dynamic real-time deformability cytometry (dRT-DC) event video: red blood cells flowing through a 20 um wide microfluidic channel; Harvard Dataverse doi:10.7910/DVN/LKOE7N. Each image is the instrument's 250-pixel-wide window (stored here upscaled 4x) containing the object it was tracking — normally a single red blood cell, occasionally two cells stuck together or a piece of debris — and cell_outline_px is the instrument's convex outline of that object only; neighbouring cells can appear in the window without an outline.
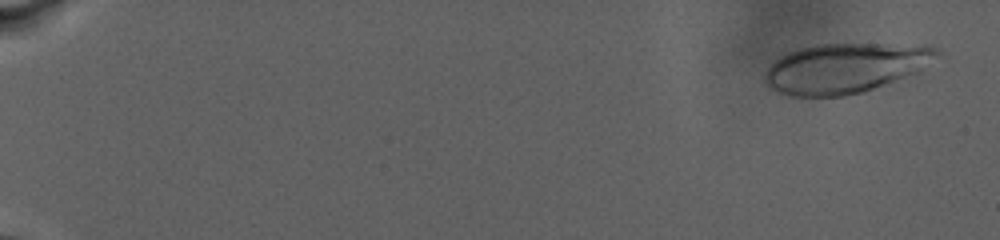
{"species": "human", "species_latin": "Homo sapiens", "temperature_condition": "warm", "stored_images_in_passage": 95, "camera_frame_rate_fps": 3000, "um_per_image_px": 0.085, "donor": {"sex": "male"}, "frame": {"image": 1, "passage_image": 1, "time_ms": 0.0, "image_size_px": [1000, 240], "cell_outline_px": [[940, 52], [916, 72], [864, 92], [844, 96], [792, 96], [780, 92], [772, 88], [764, 80], [764, 76], [768, 68], [776, 60], [788, 52], [816, 44], [880, 44], [936, 48]], "centroid_in_image_um": [71.76, 5.8], "position_along_channel_um": 13.2, "area_um2": 48.67}}
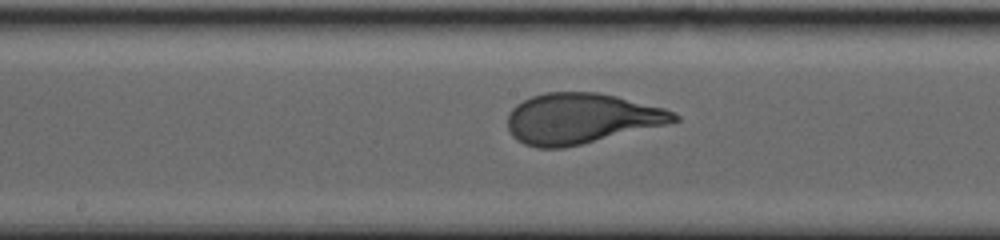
{"frame": {"image": 2, "passage_image": 54, "time_ms": 16.0, "image_size_px": [1000, 240], "cell_outline_px": [[680, 120], [664, 124], [564, 148], [536, 148], [524, 144], [516, 140], [508, 132], [508, 116], [512, 108], [516, 104], [532, 96], [548, 92], [596, 92], [616, 96], [664, 108], [676, 112], [680, 116]], "centroid_in_image_um": [49.35, 10.07], "position_along_channel_um": 198.8, "area_um2": 48.61}}
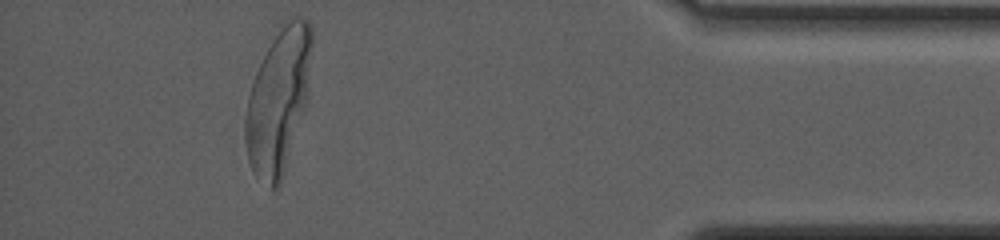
{"frame": {"image": 3, "passage_image": 83, "time_ms": 26.333, "image_size_px": [1000, 240], "cell_outline_px": [[312, 44], [308, 100], [280, 184], [276, 192], [272, 192], [252, 168], [248, 160], [244, 140], [244, 124], [248, 96], [252, 80], [272, 40], [288, 16], [300, 16], [308, 20], [312, 28]], "centroid_in_image_um": [23.67, 8.55], "position_along_channel_um": 411.5, "area_um2": 56.12}, "authors_computed_cell_mechanics": {"area_um2": 48.6676, "velocity_mm_per_s": 2.4323, "shape_relaxation_time_tau1_ms": 7.3999, "shape_relaxation_time_tau2_ms": null, "deformation_change_tau1": 0.2689, "deformation_change_tau2": null}}